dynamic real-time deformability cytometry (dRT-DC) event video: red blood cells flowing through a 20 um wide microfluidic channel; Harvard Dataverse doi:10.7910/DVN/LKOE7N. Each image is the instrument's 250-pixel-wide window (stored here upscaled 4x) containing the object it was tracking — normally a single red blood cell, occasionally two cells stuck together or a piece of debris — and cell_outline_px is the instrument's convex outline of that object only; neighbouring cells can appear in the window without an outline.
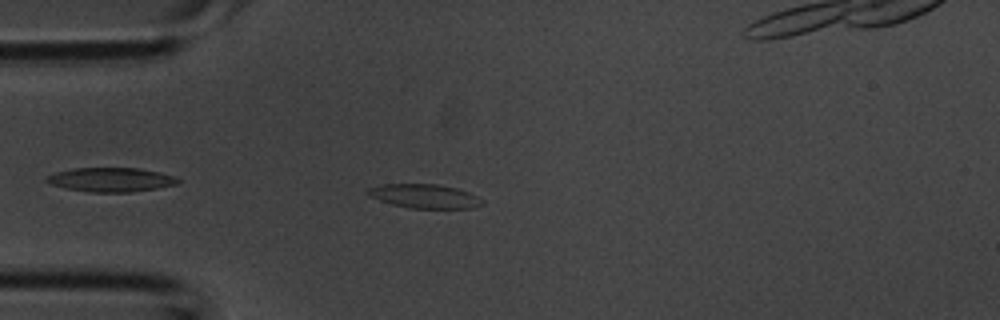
{"species": "common noctule bat (a hibernating species)", "species_latin": "Nyctalus noctula", "temperature_condition": "room temperature", "stored_images_in_passage": 3, "camera_frame_rate_fps": 3000, "um_per_image_px": 0.085, "animal": {"sex": "male", "body_mass_g": 20.1, "forearm_length_mm": 53.5}, "frame": {"image": 1, "passage_image": 3, "time_ms": 0.667, "image_size_px": [1000, 320], "cell_outline_px": [[484, 204], [472, 208], [408, 208], [392, 204], [368, 196], [368, 188], [380, 184], [436, 184], [456, 188], [468, 192], [484, 200]], "centroid_in_image_um": [36.09, 16.67], "position_along_channel_um": 48.9, "area_um2": 15.95}}